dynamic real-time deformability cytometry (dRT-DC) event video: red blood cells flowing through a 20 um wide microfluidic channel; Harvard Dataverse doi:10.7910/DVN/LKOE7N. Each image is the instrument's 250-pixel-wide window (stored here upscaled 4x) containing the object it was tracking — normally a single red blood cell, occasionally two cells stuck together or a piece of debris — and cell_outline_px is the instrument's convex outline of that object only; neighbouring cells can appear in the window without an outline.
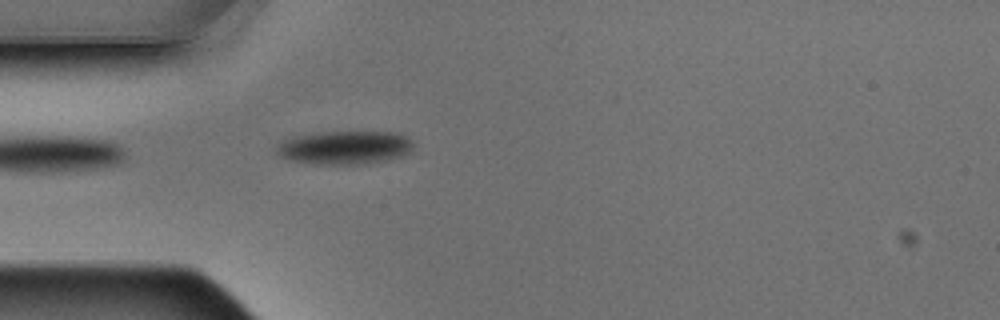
{"species": "Egyptian fruit bat (a non-hibernating species)", "species_latin": "Rousettus aegyptiacus", "temperature_condition": "warm", "stored_images_in_passage": 4, "camera_frame_rate_fps": 3000, "um_per_image_px": 0.085, "animal": {"sex": "male"}, "frame": {"image": 1, "passage_image": 4, "time_ms": 1.0, "image_size_px": [1000, 320], "cell_outline_px": [[412, 148], [408, 152], [400, 156], [368, 164], [316, 164], [292, 160], [280, 156], [276, 152], [276, 144], [280, 140], [292, 136], [312, 132], [400, 132], [412, 140]], "centroid_in_image_um": [29.25, 12.52], "position_along_channel_um": 55.8, "area_um2": 26.93}}